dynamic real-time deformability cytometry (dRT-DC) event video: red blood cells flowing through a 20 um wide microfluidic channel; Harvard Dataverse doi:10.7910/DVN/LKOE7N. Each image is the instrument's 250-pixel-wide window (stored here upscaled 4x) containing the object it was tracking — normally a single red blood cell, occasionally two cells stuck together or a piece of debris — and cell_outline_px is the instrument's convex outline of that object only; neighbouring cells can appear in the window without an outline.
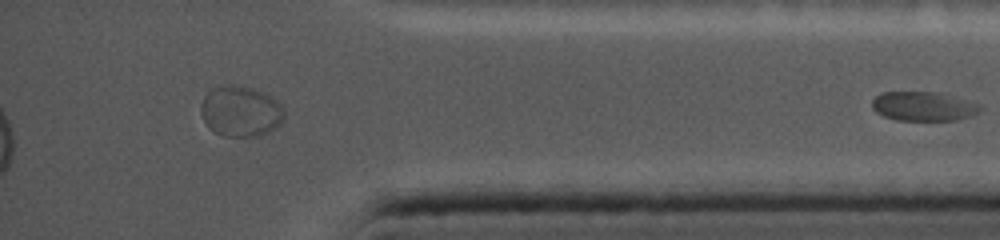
{"species": "common noctule bat (a hibernating species)", "species_latin": "Nyctalus noctula", "temperature_condition": "cold", "stored_images_in_passage": 61, "segment_of_instrument_passage": [2, 2], "camera_frame_rate_fps": 5000, "um_per_image_px": 0.085, "animal": {"sex": "female", "body_mass_g": 19.0, "forearm_length_mm": 56.7}, "frame": {"image": 1, "passage_image": 61, "time_ms": 12.0, "image_size_px": [1000, 240], "cell_outline_px": [[984, 108], [980, 112], [956, 120], [896, 120], [884, 116], [876, 112], [872, 108], [872, 100], [880, 92], [936, 92], [972, 100], [980, 104]], "centroid_in_image_um": [78.53, 9.03], "position_along_channel_um": 356.7, "area_um2": 18.61}}